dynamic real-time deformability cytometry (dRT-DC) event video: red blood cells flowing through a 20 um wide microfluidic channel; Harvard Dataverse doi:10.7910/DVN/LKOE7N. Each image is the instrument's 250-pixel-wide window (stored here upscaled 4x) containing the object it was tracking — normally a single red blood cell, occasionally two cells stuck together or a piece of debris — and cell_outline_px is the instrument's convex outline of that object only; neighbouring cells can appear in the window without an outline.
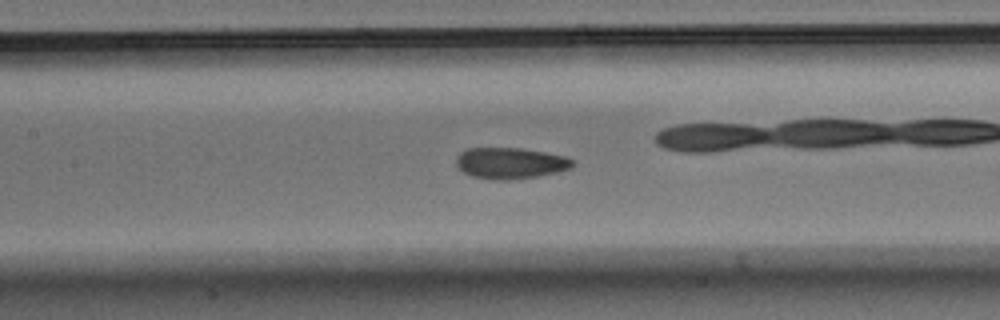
{"species": "Egyptian fruit bat (a non-hibernating species)", "species_latin": "Rousettus aegyptiacus", "temperature_condition": "warm", "stored_images_in_passage": 57, "camera_frame_rate_fps": 3000, "um_per_image_px": 0.085, "animal": {"sex": "male"}, "frame": {"image": 1, "passage_image": 25, "time_ms": 8.0, "image_size_px": [1000, 320], "cell_outline_px": [[572, 168], [556, 172], [536, 176], [508, 180], [492, 180], [472, 176], [464, 172], [456, 164], [456, 156], [460, 152], [468, 148], [520, 148], [544, 152], [564, 156], [572, 160]], "centroid_in_image_um": [43.34, 13.86], "position_along_channel_um": 164.1, "area_um2": 20.98}, "authors_computed_cell_mechanics": {"area_um2": 20.9814, "velocity_mm_per_s": 3.5418, "shape_relaxation_time_tau1_ms": 5.6944, "shape_relaxation_time_tau2_ms": 1.6506, "deformation_change_tau1": 0.1421, "deformation_change_tau2": 0.0665}}